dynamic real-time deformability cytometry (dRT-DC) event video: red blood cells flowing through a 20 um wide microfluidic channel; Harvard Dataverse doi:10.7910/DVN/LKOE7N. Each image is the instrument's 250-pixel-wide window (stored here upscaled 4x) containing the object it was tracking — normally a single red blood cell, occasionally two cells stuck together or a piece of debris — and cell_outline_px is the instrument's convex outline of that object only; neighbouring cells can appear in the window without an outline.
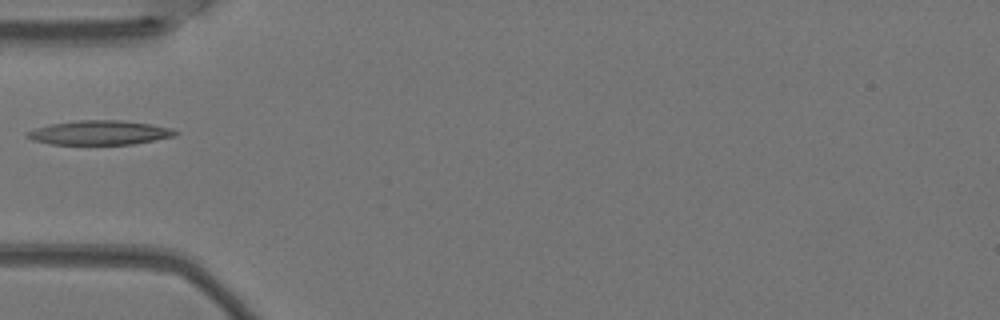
{"species": "Egyptian fruit bat (a non-hibernating species)", "species_latin": "Rousettus aegyptiacus", "temperature_condition": "warm", "stored_images_in_passage": 5, "camera_frame_rate_fps": 3000, "um_per_image_px": 0.085, "animal": {"sex": "female"}, "frame": {"image": 1, "passage_image": 5, "time_ms": 1.333, "image_size_px": [1000, 320], "cell_outline_px": [[180, 132], [172, 136], [132, 144], [48, 144], [32, 140], [24, 136], [24, 132], [36, 128], [52, 124], [76, 120], [124, 120], [152, 124], [172, 128]], "centroid_in_image_um": [8.42, 11.27], "position_along_channel_um": 76.6, "area_um2": 20.98}}